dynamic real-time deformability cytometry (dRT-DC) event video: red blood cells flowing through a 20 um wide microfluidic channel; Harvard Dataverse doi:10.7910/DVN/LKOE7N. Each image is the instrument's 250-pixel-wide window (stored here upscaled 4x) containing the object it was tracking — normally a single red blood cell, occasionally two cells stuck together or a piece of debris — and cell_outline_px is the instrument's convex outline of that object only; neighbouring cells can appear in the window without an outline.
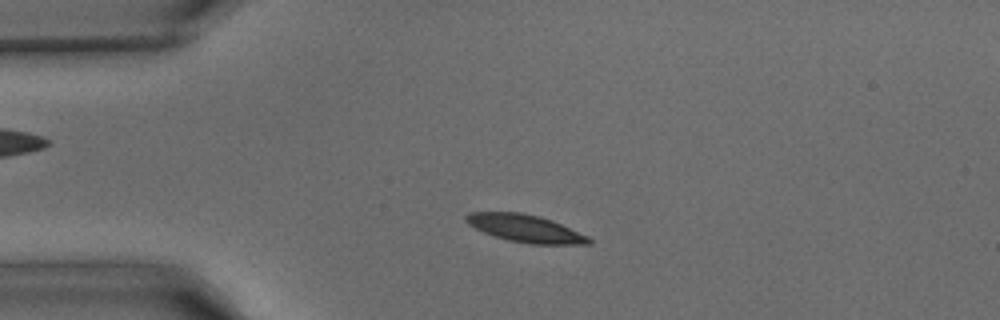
{"species": "common noctule bat (a hibernating species)", "species_latin": "Nyctalus noctula", "temperature_condition": "warm", "stored_images_in_passage": 38, "camera_frame_rate_fps": 3000, "um_per_image_px": 0.085, "animal": {"sex": "male", "body_mass_g": 15.6}, "frame": {"image": 1, "passage_image": 6, "time_ms": 1.667, "image_size_px": [1000, 320], "cell_outline_px": [[592, 244], [532, 244], [508, 240], [484, 232], [468, 224], [464, 220], [464, 216], [468, 212], [520, 212], [540, 216], [552, 220], [588, 236], [592, 240]], "centroid_in_image_um": [44.65, 19.4], "position_along_channel_um": 40.4, "area_um2": 19.59}}
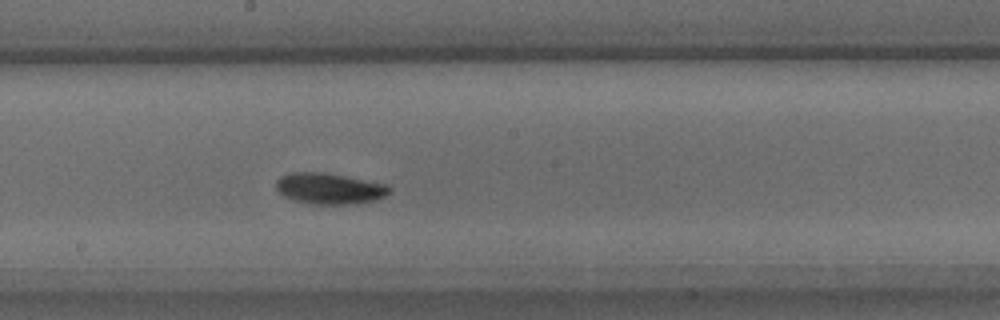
{"frame": {"image": 2, "passage_image": 19, "time_ms": 6.0, "image_size_px": [1000, 320], "cell_outline_px": [[392, 192], [376, 200], [356, 204], [316, 204], [296, 200], [284, 196], [276, 188], [276, 180], [280, 176], [288, 172], [324, 172], [388, 184], [392, 188]], "centroid_in_image_um": [28.04, 16.01], "position_along_channel_um": 220.2, "area_um2": 20.63}}
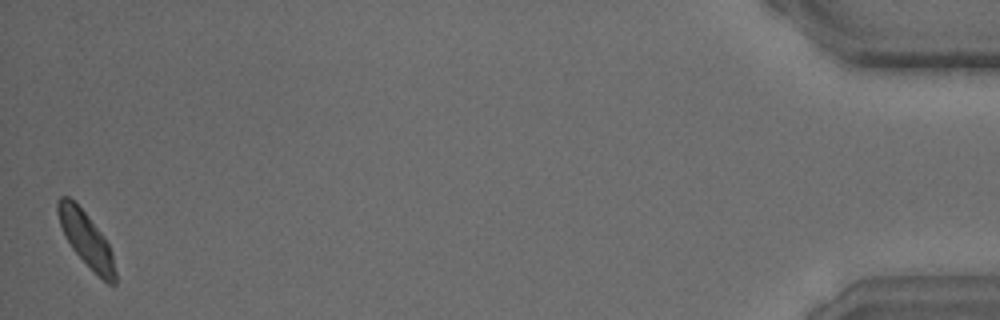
{"frame": {"image": 3, "passage_image": 38, "time_ms": 12.333, "image_size_px": [1000, 320], "cell_outline_px": [[116, 284], [108, 284], [72, 248], [64, 236], [56, 212], [56, 200], [60, 196], [68, 196], [84, 212], [104, 236], [112, 252], [116, 272]], "centroid_in_image_um": [7.31, 20.3], "position_along_channel_um": 427.9, "area_um2": 17.86}}